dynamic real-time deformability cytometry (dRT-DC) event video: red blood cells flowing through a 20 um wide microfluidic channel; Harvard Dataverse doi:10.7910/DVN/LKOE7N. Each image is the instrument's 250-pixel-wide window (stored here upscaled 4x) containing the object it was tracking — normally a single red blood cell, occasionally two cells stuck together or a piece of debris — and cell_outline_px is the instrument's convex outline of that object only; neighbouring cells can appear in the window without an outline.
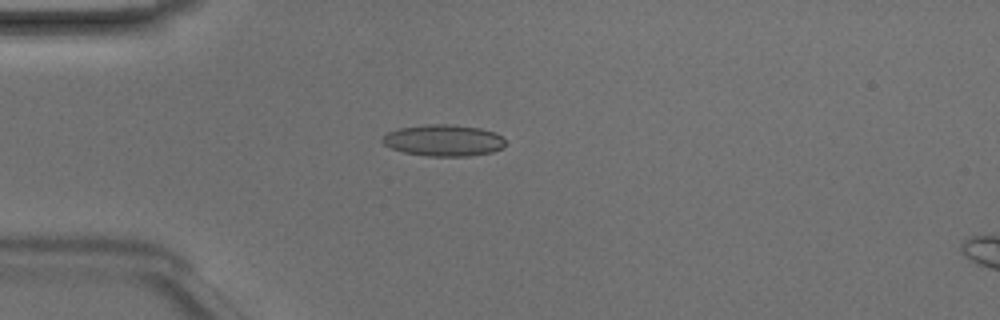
{"species": "Egyptian fruit bat (a non-hibernating species)", "species_latin": "Rousettus aegyptiacus", "temperature_condition": "room temperature", "stored_images_in_passage": 47, "camera_frame_rate_fps": 3000, "um_per_image_px": 0.085, "animal": {"sex": "male"}, "frame": {"image": 1, "passage_image": 12, "time_ms": 3.667, "image_size_px": [1000, 320], "cell_outline_px": [[504, 144], [500, 148], [492, 152], [468, 156], [428, 156], [404, 152], [392, 148], [384, 144], [380, 140], [388, 132], [400, 128], [428, 124], [452, 124], [480, 128], [496, 132], [504, 140]], "centroid_in_image_um": [37.69, 11.93], "position_along_channel_um": 47.3, "area_um2": 22.43}}
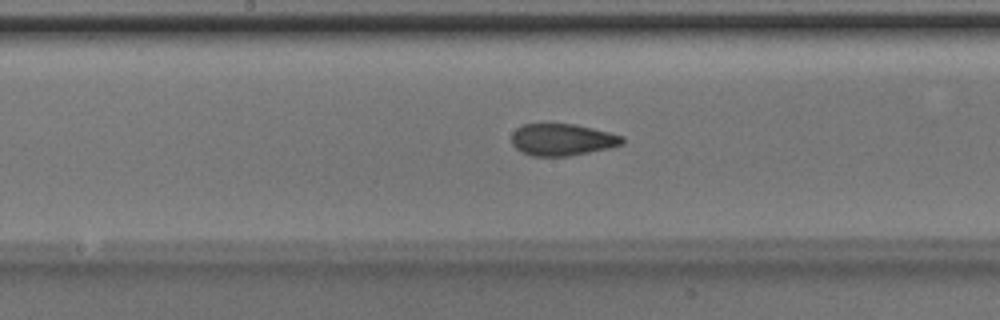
{"frame": {"image": 2, "passage_image": 24, "time_ms": 7.667, "image_size_px": [1000, 320], "cell_outline_px": [[624, 144], [608, 148], [568, 156], [532, 156], [520, 152], [512, 144], [512, 132], [516, 128], [524, 124], [576, 124], [624, 136]], "centroid_in_image_um": [47.77, 11.87], "position_along_channel_um": 200.4, "area_um2": 20.58}}
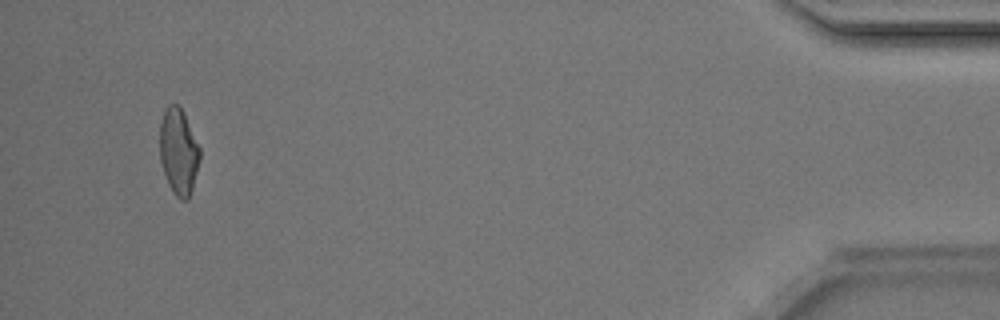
{"frame": {"image": 3, "passage_image": 45, "time_ms": 14.667, "image_size_px": [1000, 320], "cell_outline_px": [[200, 160], [192, 188], [188, 200], [180, 200], [172, 192], [168, 184], [160, 160], [160, 124], [164, 112], [168, 104], [180, 104], [184, 112], [200, 148]], "centroid_in_image_um": [15.18, 12.87], "position_along_channel_um": 420.0, "area_um2": 20.23}, "authors_computed_cell_mechanics": {"area_um2": 20.5768, "velocity_mm_per_s": 4.2192, "shape_relaxation_time_tau1_ms": 9.5324, "shape_relaxation_time_tau2_ms": 1.4103, "deformation_change_tau1": 0.2315, "deformation_change_tau2": 0.0863}}